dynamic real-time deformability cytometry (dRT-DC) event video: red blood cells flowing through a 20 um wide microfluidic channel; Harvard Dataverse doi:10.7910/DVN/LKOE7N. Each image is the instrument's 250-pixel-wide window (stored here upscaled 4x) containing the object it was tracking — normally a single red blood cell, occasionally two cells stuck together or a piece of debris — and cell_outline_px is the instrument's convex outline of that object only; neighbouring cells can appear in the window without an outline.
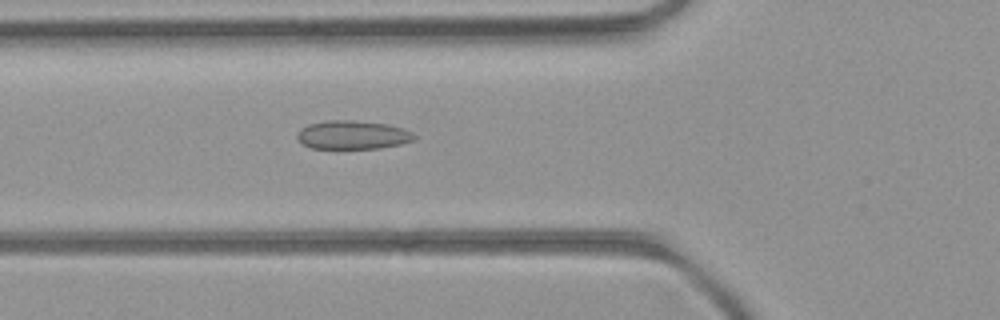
{"species": "common noctule bat (a hibernating species)", "species_latin": "Nyctalus noctula", "temperature_condition": "room temperature", "stored_images_in_passage": 44, "camera_frame_rate_fps": 3000, "um_per_image_px": 0.085, "animal": {"sex": "female", "body_mass_g": 21.9}, "frame": {"image": 1, "passage_image": 12, "time_ms": 3.667, "image_size_px": [1000, 320], "cell_outline_px": [[416, 140], [400, 144], [380, 148], [312, 148], [300, 144], [296, 136], [308, 124], [324, 120], [352, 120], [388, 124], [404, 128], [412, 132], [416, 136]], "centroid_in_image_um": [30.0, 11.46], "position_along_channel_um": 95.8, "area_um2": 19.59}}
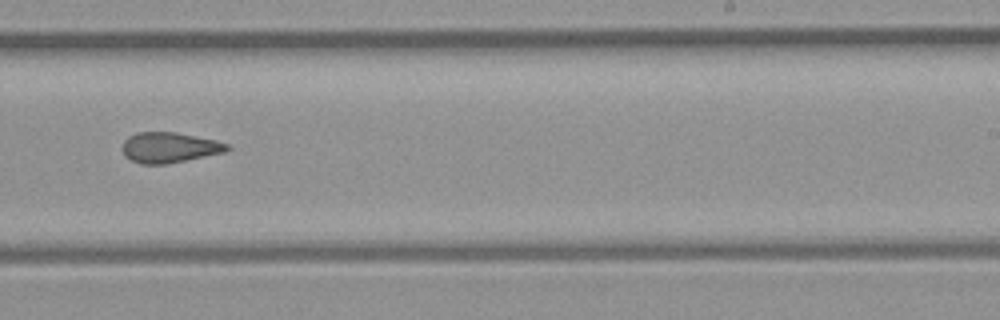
{"frame": {"image": 2, "passage_image": 25, "time_ms": 8.0, "image_size_px": [1000, 320], "cell_outline_px": [[232, 148], [224, 152], [168, 164], [140, 164], [124, 156], [124, 140], [128, 136], [136, 132], [176, 132], [216, 140], [228, 144]], "centroid_in_image_um": [14.41, 12.53], "position_along_channel_um": 274.6, "area_um2": 18.55}}
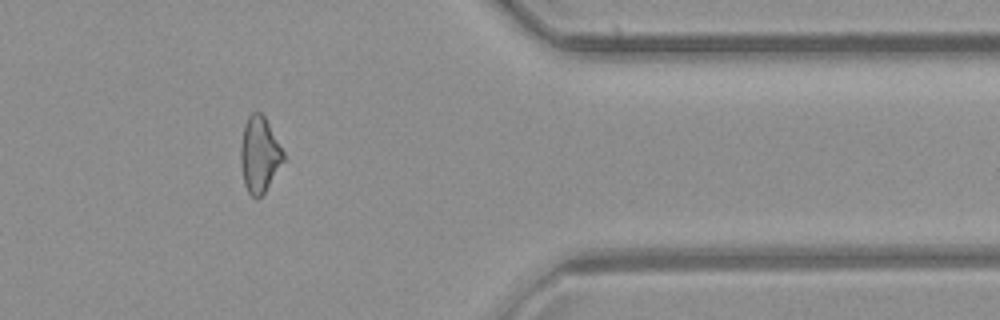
{"frame": {"image": 3, "passage_image": 35, "time_ms": 11.333, "image_size_px": [1000, 320], "cell_outline_px": [[284, 160], [264, 192], [256, 200], [248, 192], [244, 184], [240, 164], [240, 148], [244, 124], [248, 116], [252, 112], [260, 112], [264, 116], [284, 152]], "centroid_in_image_um": [22.03, 13.14], "position_along_channel_um": 389.4, "area_um2": 18.73}, "authors_computed_cell_mechanics": {"area_um2": 19.0451, "velocity_mm_per_s": 4.1082, "shape_relaxation_time_tau1_ms": null, "shape_relaxation_time_tau2_ms": 3.2708, "deformation_change_tau1": null, "deformation_change_tau2": 0.112}}